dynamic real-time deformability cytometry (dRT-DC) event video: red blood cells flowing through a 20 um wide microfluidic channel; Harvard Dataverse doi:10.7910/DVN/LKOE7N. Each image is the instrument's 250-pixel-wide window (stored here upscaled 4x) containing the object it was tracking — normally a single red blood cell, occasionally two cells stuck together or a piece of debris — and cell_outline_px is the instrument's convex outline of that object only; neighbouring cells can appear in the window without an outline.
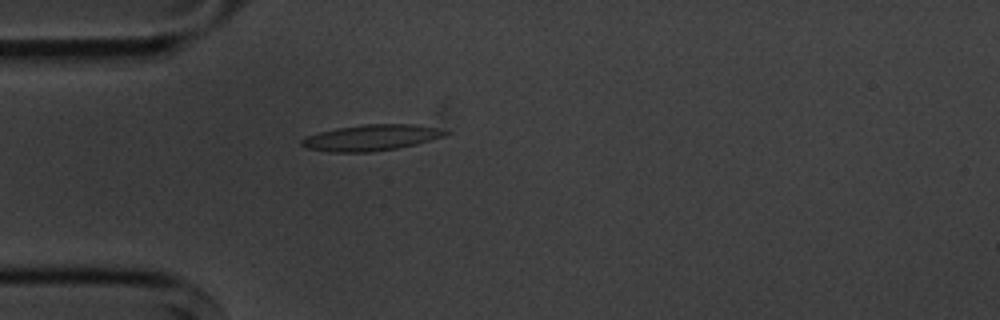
{"species": "common noctule bat (a hibernating species)", "species_latin": "Nyctalus noctula", "temperature_condition": "cold", "stored_images_in_passage": 1, "camera_frame_rate_fps": 3000, "um_per_image_px": 0.085, "animal": {"sex": "male", "body_mass_g": 20.1, "forearm_length_mm": 53.5}, "frame": {"image": 1, "passage_image": 1, "time_ms": 0.0, "image_size_px": [1000, 320], "cell_outline_px": [[452, 132], [444, 136], [416, 144], [396, 148], [368, 152], [328, 152], [304, 148], [300, 144], [300, 140], [304, 136], [336, 128], [364, 124], [412, 124], [436, 128]], "centroid_in_image_um": [31.49, 11.7], "position_along_channel_um": 53.5, "area_um2": 21.79}}